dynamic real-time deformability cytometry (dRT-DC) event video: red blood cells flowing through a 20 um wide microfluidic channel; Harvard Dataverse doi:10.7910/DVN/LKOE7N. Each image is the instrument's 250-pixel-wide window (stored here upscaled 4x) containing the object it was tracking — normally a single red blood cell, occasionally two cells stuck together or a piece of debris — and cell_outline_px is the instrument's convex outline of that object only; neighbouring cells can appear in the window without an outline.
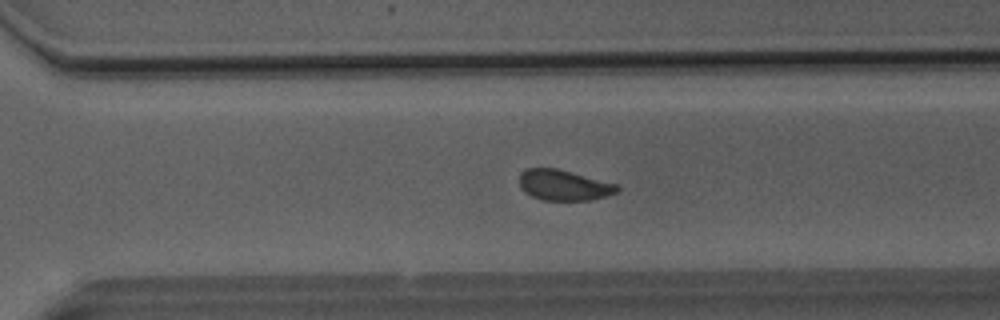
{"species": "Egyptian fruit bat (a non-hibernating species)", "species_latin": "Rousettus aegyptiacus", "temperature_condition": "room temperature", "stored_images_in_passage": 52, "segment_of_instrument_passage": [1, 2], "camera_frame_rate_fps": 3000, "um_per_image_px": 0.085, "animal": {"sex": "male"}, "frame": {"image": 1, "passage_image": 36, "time_ms": 11.667, "image_size_px": [1000, 320], "cell_outline_px": [[620, 188], [616, 192], [592, 200], [544, 200], [532, 196], [524, 192], [520, 188], [520, 172], [528, 168], [556, 168], [620, 184]], "centroid_in_image_um": [47.93, 15.73], "position_along_channel_um": 322.7, "area_um2": 17.51}}
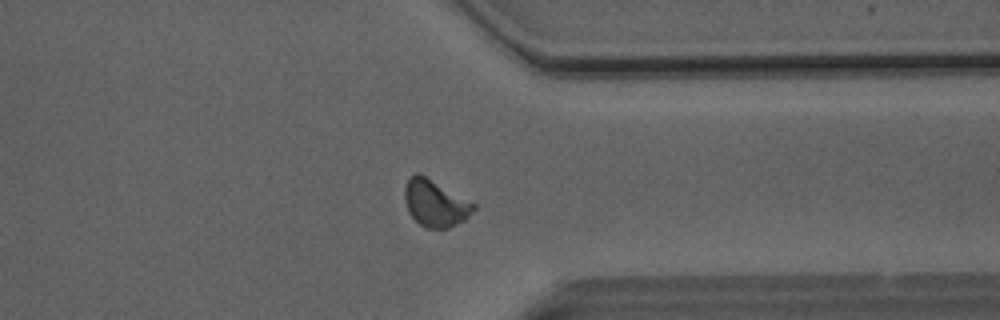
{"frame": {"image": 2, "passage_image": 40, "time_ms": 13.0, "image_size_px": [1000, 320], "cell_outline_px": [[476, 208], [464, 220], [448, 228], [424, 228], [408, 212], [404, 200], [404, 188], [408, 176], [416, 172], [420, 172], [476, 204]], "centroid_in_image_um": [36.96, 17.24], "position_along_channel_um": 374.4, "area_um2": 19.02}}
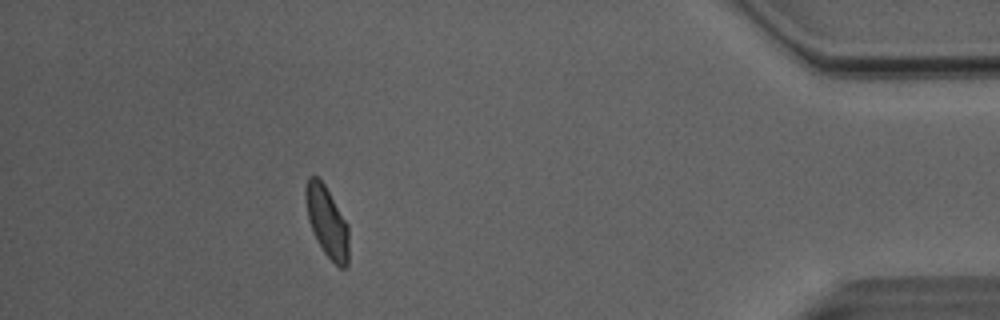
{"frame": {"image": 3, "passage_image": 46, "time_ms": 15.0, "image_size_px": [1000, 320], "cell_outline_px": [[348, 264], [344, 268], [340, 268], [324, 252], [308, 220], [304, 196], [304, 188], [308, 176], [316, 176], [324, 184], [348, 224]], "centroid_in_image_um": [27.78, 18.81], "position_along_channel_um": 407.4, "area_um2": 17.57}}